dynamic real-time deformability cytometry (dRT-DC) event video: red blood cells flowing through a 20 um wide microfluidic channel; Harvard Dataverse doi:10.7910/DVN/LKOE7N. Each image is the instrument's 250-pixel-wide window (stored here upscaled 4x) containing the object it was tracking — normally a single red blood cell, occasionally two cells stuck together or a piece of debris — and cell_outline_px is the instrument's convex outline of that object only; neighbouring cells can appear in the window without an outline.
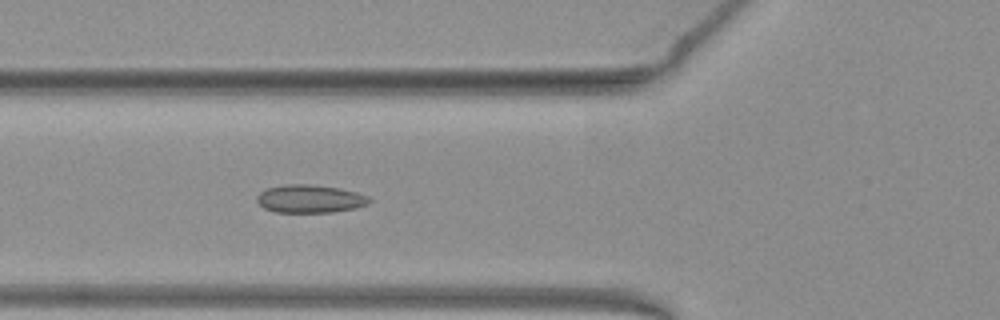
{"species": "common noctule bat (a hibernating species)", "species_latin": "Nyctalus noctula", "temperature_condition": "warm", "stored_images_in_passage": 51, "camera_frame_rate_fps": 3000, "um_per_image_px": 0.085, "animal": {"sex": "female", "body_mass_g": 19.3, "forearm_length_mm": 54.1}, "frame": {"image": 1, "passage_image": 18, "time_ms": 5.667, "image_size_px": [1000, 320], "cell_outline_px": [[372, 200], [368, 204], [352, 208], [332, 212], [276, 212], [264, 208], [256, 200], [256, 196], [260, 192], [268, 188], [284, 184], [312, 184], [340, 188], [356, 192], [368, 196]], "centroid_in_image_um": [26.33, 16.89], "position_along_channel_um": 99.5, "area_um2": 18.32}}
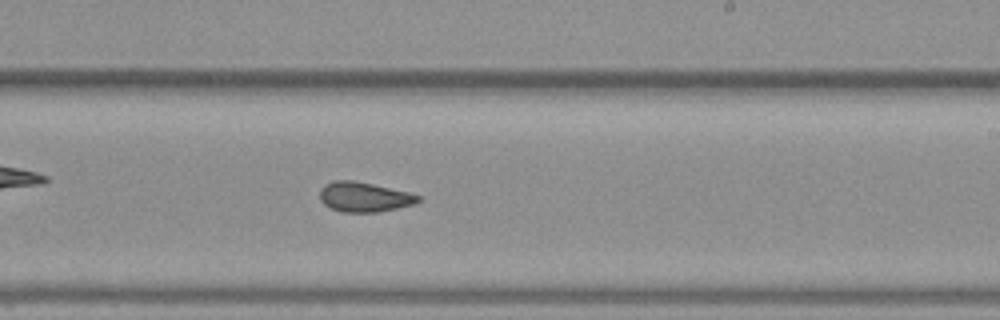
{"frame": {"image": 2, "passage_image": 30, "time_ms": 9.667, "image_size_px": [1000, 320], "cell_outline_px": [[420, 200], [416, 204], [380, 212], [340, 212], [324, 204], [320, 200], [320, 188], [324, 184], [336, 180], [352, 180], [372, 184], [408, 192], [420, 196]], "centroid_in_image_um": [30.95, 16.75], "position_along_channel_um": 258.1, "area_um2": 17.11}}
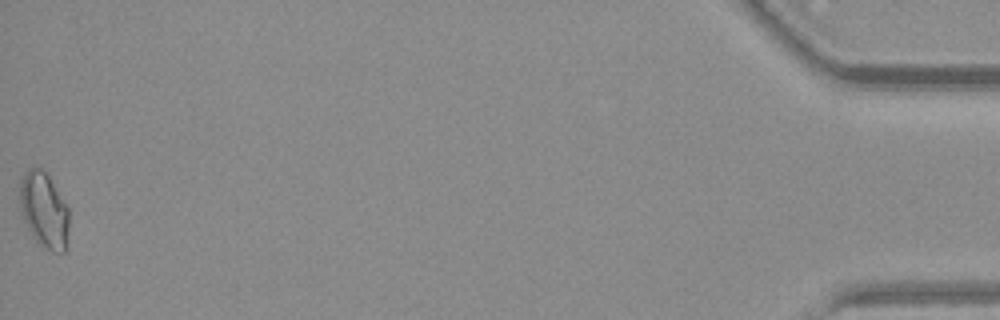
{"frame": {"image": 3, "passage_image": 51, "time_ms": 16.667, "image_size_px": [1000, 320], "cell_outline_px": [[68, 248], [64, 252], [52, 252], [44, 248], [32, 236], [24, 220], [20, 208], [20, 180], [24, 172], [28, 168], [40, 168], [48, 176], [68, 208]], "centroid_in_image_um": [3.75, 17.9], "position_along_channel_um": 431.5, "area_um2": 21.62}, "authors_computed_cell_mechanics": {"area_um2": 17.9758, "velocity_mm_per_s": 3.9563, "shape_relaxation_time_tau1_ms": null, "shape_relaxation_time_tau2_ms": 1.9149, "deformation_change_tau1": null, "deformation_change_tau2": 0.0749}}